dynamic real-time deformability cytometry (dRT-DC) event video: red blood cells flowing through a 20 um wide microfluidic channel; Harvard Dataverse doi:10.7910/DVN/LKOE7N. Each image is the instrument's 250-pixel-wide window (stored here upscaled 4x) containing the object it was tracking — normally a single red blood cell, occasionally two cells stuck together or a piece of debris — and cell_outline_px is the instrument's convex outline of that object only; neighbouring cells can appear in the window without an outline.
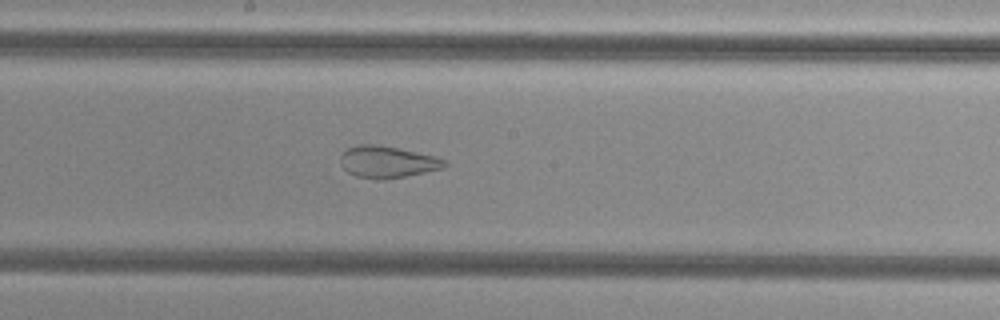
{"species": "common noctule bat (a hibernating species)", "species_latin": "Nyctalus noctula", "temperature_condition": "cold", "stored_images_in_passage": 45, "camera_frame_rate_fps": 3000, "um_per_image_px": 0.085, "animal": {"sex": "female", "body_mass_g": 29.2, "forearm_length_mm": 56.3}, "frame": {"image": 1, "passage_image": 30, "time_ms": 9.667, "image_size_px": [1000, 320], "cell_outline_px": [[448, 164], [444, 168], [384, 180], [376, 180], [356, 176], [348, 172], [340, 164], [340, 156], [348, 148], [360, 144], [376, 144], [400, 148], [436, 156], [444, 160]], "centroid_in_image_um": [32.92, 13.76], "position_along_channel_um": 215.3, "area_um2": 19.36}}
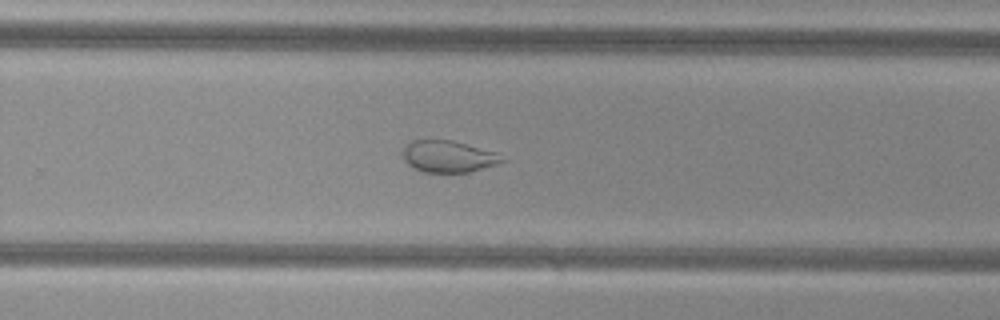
{"frame": {"image": 2, "passage_image": 36, "time_ms": 11.667, "image_size_px": [1000, 320], "cell_outline_px": [[508, 160], [472, 172], [420, 172], [412, 168], [404, 160], [400, 152], [404, 144], [408, 140], [452, 140], [500, 152]], "centroid_in_image_um": [38.1, 13.29], "position_along_channel_um": 291.7, "area_um2": 19.07}}
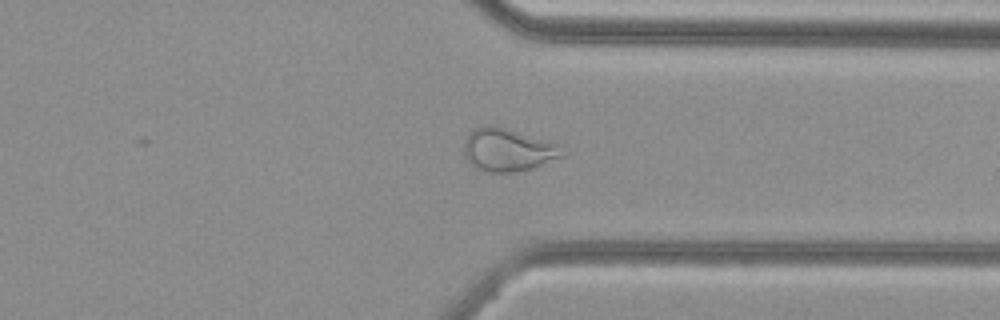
{"frame": {"image": 3, "passage_image": 42, "time_ms": 13.667, "image_size_px": [1000, 320], "cell_outline_px": [[568, 152], [564, 156], [532, 168], [508, 172], [488, 172], [476, 168], [464, 156], [464, 144], [468, 132], [472, 128], [484, 124], [496, 124], [564, 144]], "centroid_in_image_um": [43.24, 12.68], "position_along_channel_um": 368.2, "area_um2": 25.49}, "authors_computed_cell_mechanics": {"area_um2": 25.8944, "velocity_mm_per_s": 3.8287, "shape_relaxation_time_tau1_ms": null, "shape_relaxation_time_tau2_ms": 1.2988, "deformation_change_tau1": null, "deformation_change_tau2": 0.0819}}